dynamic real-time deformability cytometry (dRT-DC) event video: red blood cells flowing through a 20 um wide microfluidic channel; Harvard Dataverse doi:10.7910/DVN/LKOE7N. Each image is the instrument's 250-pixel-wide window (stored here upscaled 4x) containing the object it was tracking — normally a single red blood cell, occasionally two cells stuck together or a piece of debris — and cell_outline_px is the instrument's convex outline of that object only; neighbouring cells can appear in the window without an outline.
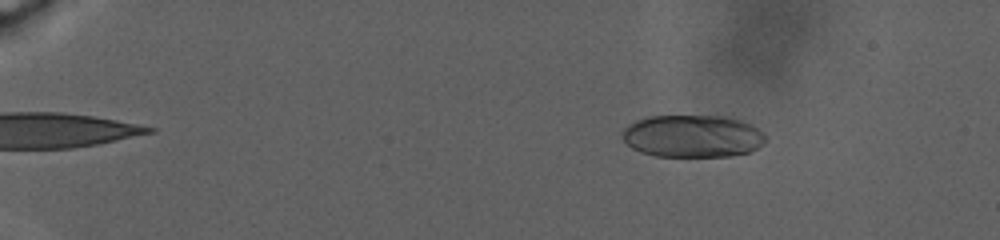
{"species": "human", "species_latin": "Homo sapiens", "temperature_condition": "warm", "stored_images_in_passage": 112, "camera_frame_rate_fps": 3000, "um_per_image_px": 0.085, "donor": {"sex": "male"}, "frame": {"image": 1, "passage_image": 41, "time_ms": 5.667, "image_size_px": [1000, 240], "cell_outline_px": [[768, 140], [764, 144], [748, 152], [732, 156], [656, 156], [640, 152], [632, 148], [620, 136], [620, 132], [628, 124], [636, 120], [648, 116], [724, 116], [740, 120], [752, 124], [764, 132], [768, 136]], "centroid_in_image_um": [58.88, 11.57], "position_along_channel_um": 26.1, "area_um2": 35.89}}
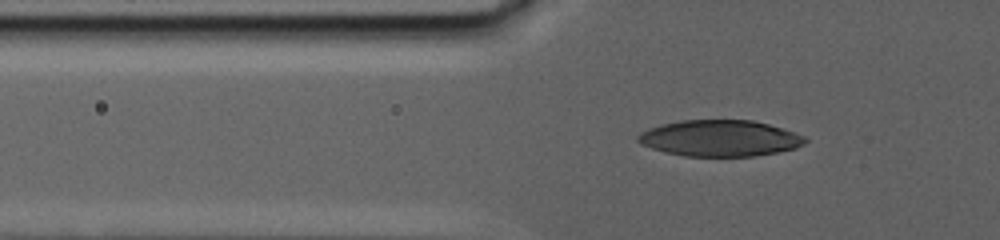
{"frame": {"image": 2, "passage_image": 92, "time_ms": 12.667, "image_size_px": [1000, 240], "cell_outline_px": [[808, 140], [804, 144], [796, 148], [756, 156], [684, 156], [664, 152], [640, 144], [636, 140], [636, 136], [640, 132], [648, 128], [660, 124], [680, 120], [752, 120], [768, 124], [804, 136]], "centroid_in_image_um": [61.13, 11.75], "position_along_channel_um": 64.7, "area_um2": 35.37}}
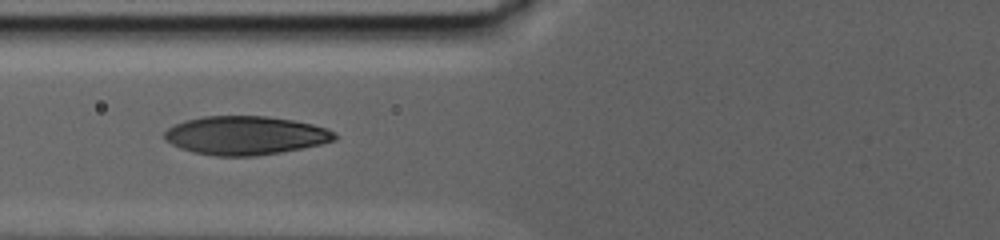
{"frame": {"image": 3, "passage_image": 111, "time_ms": 15.0, "image_size_px": [1000, 240], "cell_outline_px": [[336, 140], [320, 144], [280, 152], [256, 156], [216, 156], [192, 152], [180, 148], [164, 140], [164, 132], [168, 128], [184, 120], [204, 116], [264, 116], [292, 120], [312, 124], [336, 132]], "centroid_in_image_um": [20.82, 11.51], "position_along_channel_um": 105.0, "area_um2": 38.21}}